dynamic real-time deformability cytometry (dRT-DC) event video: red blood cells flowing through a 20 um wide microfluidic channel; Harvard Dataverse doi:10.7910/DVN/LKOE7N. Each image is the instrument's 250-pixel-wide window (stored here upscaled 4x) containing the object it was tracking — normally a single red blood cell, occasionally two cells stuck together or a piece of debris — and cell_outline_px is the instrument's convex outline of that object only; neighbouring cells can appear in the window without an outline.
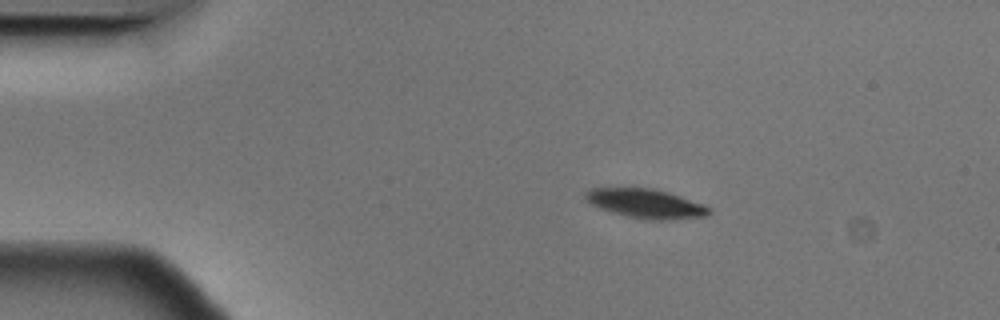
{"species": "Egyptian fruit bat (a non-hibernating species)", "species_latin": "Rousettus aegyptiacus", "temperature_condition": "cold", "stored_images_in_passage": 3, "camera_frame_rate_fps": 3000, "um_per_image_px": 0.085, "animal": {"sex": "male"}, "frame": {"image": 1, "passage_image": 1, "time_ms": 0.0, "image_size_px": [1000, 320], "cell_outline_px": [[712, 212], [708, 216], [668, 220], [648, 220], [628, 216], [612, 212], [600, 208], [592, 204], [584, 196], [584, 192], [592, 188], [656, 188], [704, 204]], "centroid_in_image_um": [54.92, 17.3], "position_along_channel_um": 30.1, "area_um2": 20.98}}